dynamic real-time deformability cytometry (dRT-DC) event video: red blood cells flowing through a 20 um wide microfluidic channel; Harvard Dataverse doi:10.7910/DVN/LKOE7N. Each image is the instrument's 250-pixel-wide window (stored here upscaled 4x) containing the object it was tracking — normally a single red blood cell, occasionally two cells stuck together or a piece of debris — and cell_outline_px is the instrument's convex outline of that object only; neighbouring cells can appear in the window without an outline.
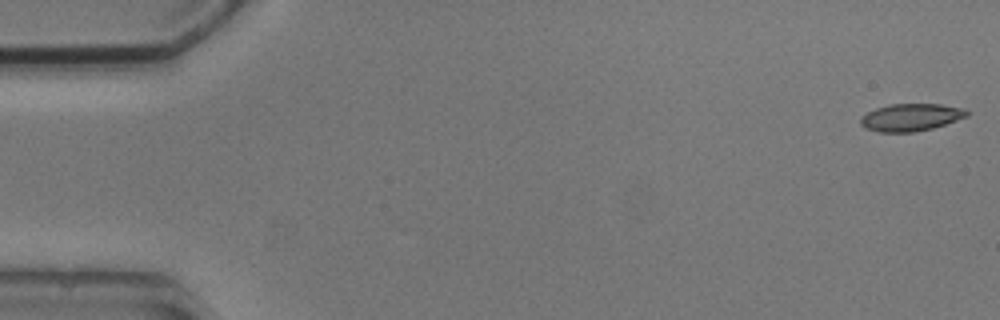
{"species": "common noctule bat (a hibernating species)", "species_latin": "Nyctalus noctula", "temperature_condition": "cold", "stored_images_in_passage": 10, "camera_frame_rate_fps": 3000, "um_per_image_px": 0.085, "animal": {"sex": "male", "body_mass_g": 20.5, "forearm_length_mm": 52.5}, "frame": {"image": 1, "passage_image": 1, "time_ms": 0.0, "image_size_px": [1000, 320], "cell_outline_px": [[968, 116], [932, 128], [912, 132], [876, 132], [864, 128], [860, 124], [860, 116], [876, 108], [888, 104], [940, 104], [964, 108], [968, 112]], "centroid_in_image_um": [77.37, 9.97], "position_along_channel_um": 7.6, "area_um2": 16.99}}
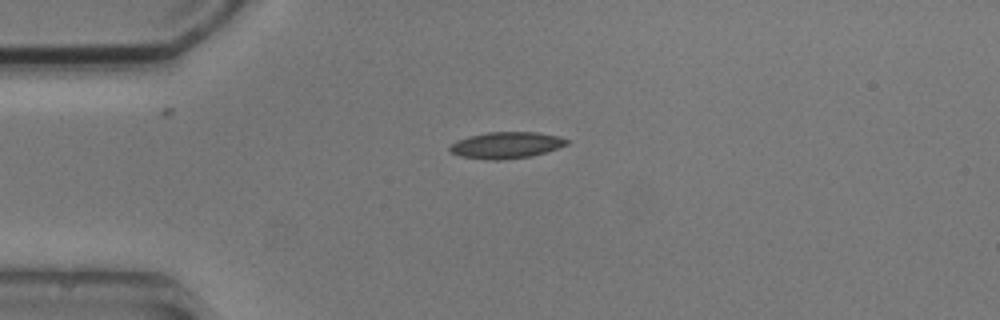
{"frame": {"image": 2, "passage_image": 4, "time_ms": 4.0, "image_size_px": [1000, 320], "cell_outline_px": [[568, 144], [532, 156], [500, 160], [488, 160], [460, 156], [452, 152], [448, 148], [456, 140], [488, 132], [536, 132], [560, 136], [568, 140]], "centroid_in_image_um": [43.03, 12.34], "position_along_channel_um": 42.0, "area_um2": 17.86}}